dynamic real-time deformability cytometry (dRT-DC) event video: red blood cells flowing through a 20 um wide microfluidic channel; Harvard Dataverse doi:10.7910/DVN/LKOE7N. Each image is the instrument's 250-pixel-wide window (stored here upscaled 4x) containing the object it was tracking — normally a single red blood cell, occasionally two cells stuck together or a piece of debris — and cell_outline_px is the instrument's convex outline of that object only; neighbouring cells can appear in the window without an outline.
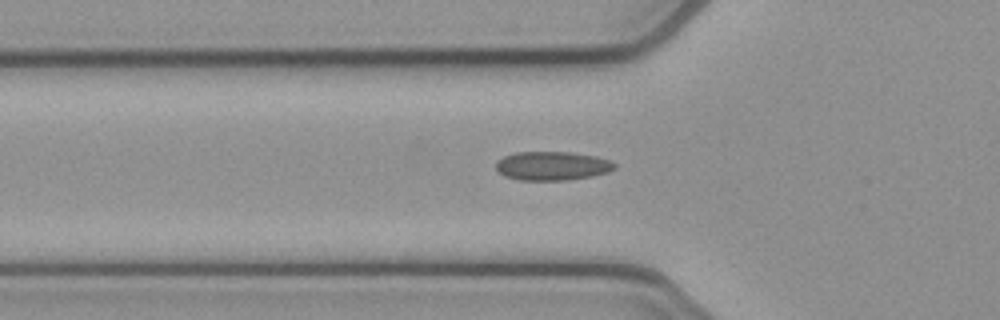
{"species": "common noctule bat (a hibernating species)", "species_latin": "Nyctalus noctula", "temperature_condition": "cold", "stored_images_in_passage": 35, "camera_frame_rate_fps": 3000, "um_per_image_px": 0.085, "animal": {"sex": "female", "body_mass_g": 21.9}, "frame": {"image": 1, "passage_image": 2, "time_ms": 0.333, "image_size_px": [1000, 320], "cell_outline_px": [[616, 168], [608, 172], [592, 176], [568, 180], [520, 180], [504, 176], [496, 168], [496, 160], [504, 156], [516, 152], [568, 152], [596, 156], [608, 160], [616, 164]], "centroid_in_image_um": [46.93, 14.1], "position_along_channel_um": 78.9, "area_um2": 19.94}}
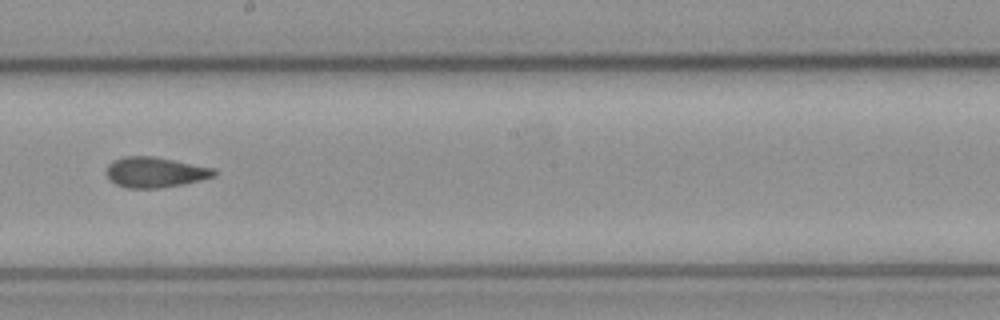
{"frame": {"image": 2, "passage_image": 14, "time_ms": 4.333, "image_size_px": [1000, 320], "cell_outline_px": [[216, 176], [184, 184], [160, 188], [128, 188], [116, 184], [108, 180], [104, 172], [108, 164], [112, 160], [124, 156], [152, 156], [216, 168]], "centroid_in_image_um": [13.15, 14.64], "position_along_channel_um": 235.1, "area_um2": 19.36}}
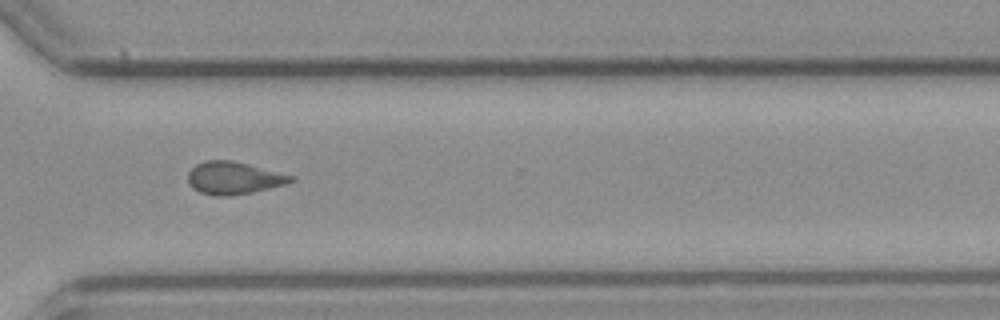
{"frame": {"image": 3, "passage_image": 23, "time_ms": 7.333, "image_size_px": [1000, 320], "cell_outline_px": [[296, 180], [288, 184], [252, 192], [228, 196], [216, 196], [200, 192], [192, 188], [188, 184], [188, 172], [196, 164], [204, 160], [232, 160], [296, 176]], "centroid_in_image_um": [19.89, 15.13], "position_along_channel_um": 350.7, "area_um2": 19.71}}